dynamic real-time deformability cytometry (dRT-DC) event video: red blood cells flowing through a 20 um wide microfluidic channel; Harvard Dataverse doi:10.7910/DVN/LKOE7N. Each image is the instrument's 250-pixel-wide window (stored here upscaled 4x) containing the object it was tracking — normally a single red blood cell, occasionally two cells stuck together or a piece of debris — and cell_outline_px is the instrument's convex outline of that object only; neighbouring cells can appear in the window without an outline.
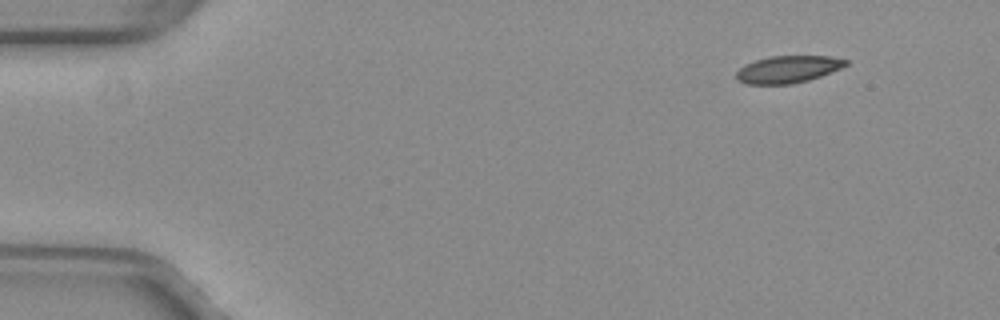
{"species": "common noctule bat (a hibernating species)", "species_latin": "Nyctalus noctula", "temperature_condition": "warm", "stored_images_in_passage": 47, "camera_frame_rate_fps": 3000, "um_per_image_px": 0.085, "animal": {"sex": "female", "body_mass_g": 29.2, "forearm_length_mm": 56.3}, "frame": {"image": 1, "passage_image": 1, "time_ms": 0.0, "image_size_px": [1000, 320], "cell_outline_px": [[848, 64], [832, 72], [808, 80], [792, 84], [748, 84], [736, 80], [736, 72], [744, 64], [768, 56], [832, 56], [848, 60]], "centroid_in_image_um": [66.96, 5.89], "position_along_channel_um": 18.0, "area_um2": 17.4}}
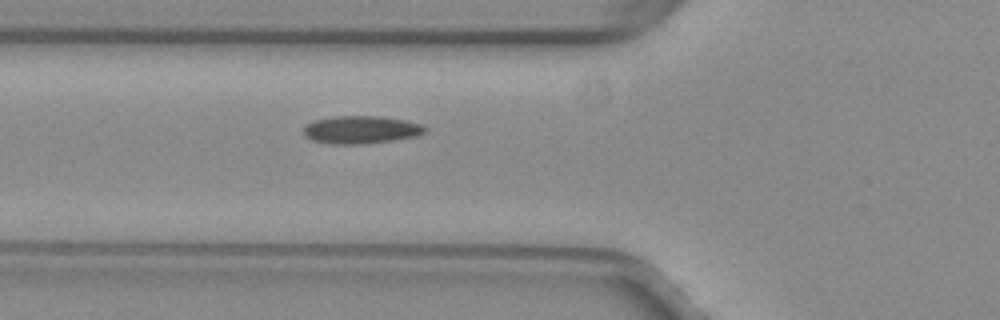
{"frame": {"image": 2, "passage_image": 15, "time_ms": 4.667, "image_size_px": [1000, 320], "cell_outline_px": [[428, 128], [424, 132], [416, 136], [396, 140], [364, 144], [332, 144], [312, 140], [304, 136], [304, 128], [312, 120], [332, 116], [380, 116], [404, 120], [420, 124]], "centroid_in_image_um": [30.67, 11.03], "position_along_channel_um": 95.1, "area_um2": 19.77}}
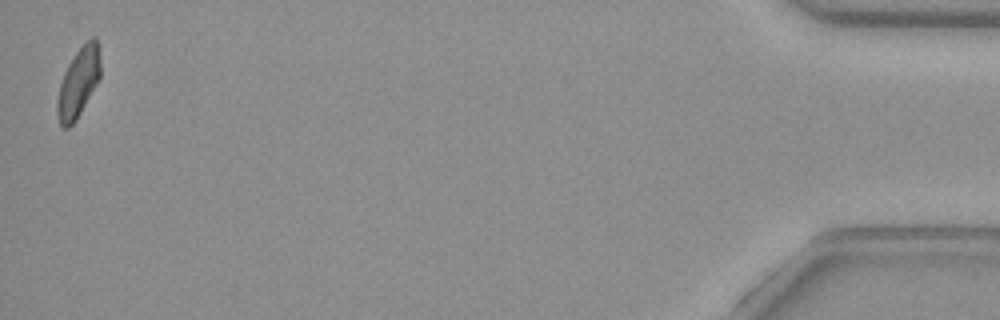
{"frame": {"image": 3, "passage_image": 47, "time_ms": 15.333, "image_size_px": [1000, 320], "cell_outline_px": [[100, 76], [96, 84], [76, 120], [68, 128], [64, 128], [60, 124], [56, 116], [56, 100], [60, 84], [64, 72], [68, 64], [76, 52], [92, 36], [96, 36], [100, 52]], "centroid_in_image_um": [6.65, 7.01], "position_along_channel_um": 428.6, "area_um2": 17.4}, "authors_computed_cell_mechanics": {"area_um2": 18.5538, "velocity_mm_per_s": 4.0197, "shape_relaxation_time_tau1_ms": null, "shape_relaxation_time_tau2_ms": 6.8668, "deformation_change_tau1": null, "deformation_change_tau2": 0.1131}}